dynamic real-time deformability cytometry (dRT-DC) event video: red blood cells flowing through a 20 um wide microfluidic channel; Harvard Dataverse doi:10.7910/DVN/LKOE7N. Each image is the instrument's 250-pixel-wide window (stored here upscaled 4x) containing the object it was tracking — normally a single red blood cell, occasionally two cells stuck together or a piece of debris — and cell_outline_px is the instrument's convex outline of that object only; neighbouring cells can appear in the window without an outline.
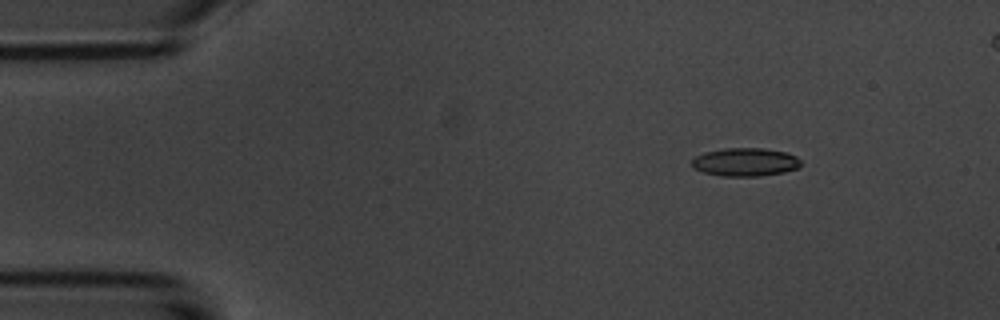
{"species": "common noctule bat (a hibernating species)", "species_latin": "Nyctalus noctula", "temperature_condition": "room temperature", "stored_images_in_passage": 4, "segment_of_instrument_passage": [1, 2], "camera_frame_rate_fps": 3000, "um_per_image_px": 0.085, "animal": {"sex": "male", "body_mass_g": 20.1, "forearm_length_mm": 53.5}, "frame": {"image": 1, "passage_image": 1, "time_ms": 0.0, "image_size_px": [1000, 320], "cell_outline_px": [[800, 168], [784, 172], [760, 176], [724, 176], [704, 172], [692, 168], [692, 160], [696, 156], [704, 152], [724, 148], [764, 148], [788, 152], [796, 156], [800, 160]], "centroid_in_image_um": [63.37, 13.77], "position_along_channel_um": 21.6, "area_um2": 18.09}}